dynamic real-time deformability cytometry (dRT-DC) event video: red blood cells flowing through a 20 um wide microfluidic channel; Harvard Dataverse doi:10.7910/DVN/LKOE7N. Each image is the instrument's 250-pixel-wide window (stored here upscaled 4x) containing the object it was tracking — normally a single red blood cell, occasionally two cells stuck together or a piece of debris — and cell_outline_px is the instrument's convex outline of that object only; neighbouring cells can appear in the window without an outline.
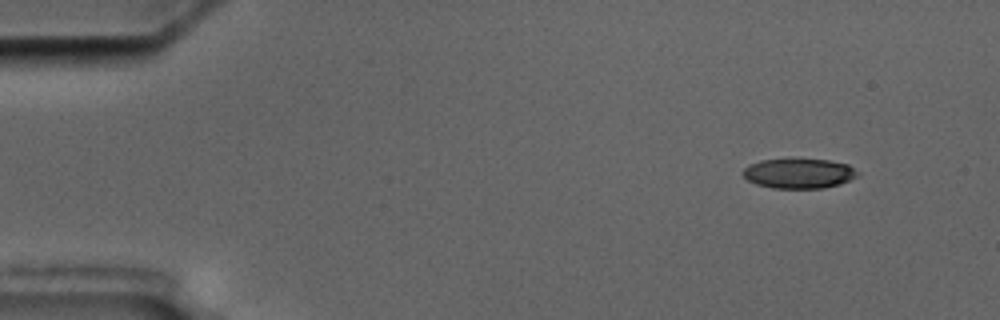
{"species": "common noctule bat (a hibernating species)", "species_latin": "Nyctalus noctula", "temperature_condition": "cold", "stored_images_in_passage": 12, "camera_frame_rate_fps": 3000, "um_per_image_px": 0.085, "animal": {"sex": "male", "body_mass_g": 17.5, "forearm_length_mm": 52.3}, "frame": {"image": 1, "passage_image": 1, "time_ms": 0.0, "image_size_px": [1000, 320], "cell_outline_px": [[860, 172], [856, 176], [840, 184], [824, 188], [772, 188], [756, 184], [748, 180], [740, 172], [748, 164], [760, 160], [828, 160], [848, 164]], "centroid_in_image_um": [67.88, 14.75], "position_along_channel_um": 17.1, "area_um2": 19.83}}
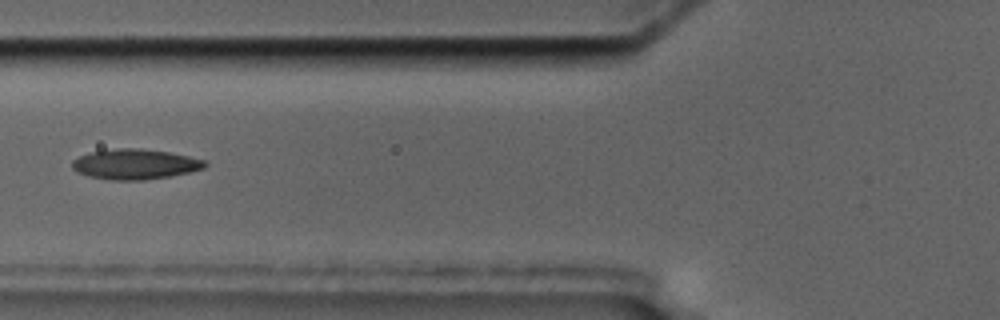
{"frame": {"image": 2, "passage_image": 5, "time_ms": 5.667, "image_size_px": [1000, 320], "cell_outline_px": [[208, 164], [204, 168], [188, 172], [168, 176], [144, 180], [108, 180], [88, 176], [76, 172], [72, 168], [72, 160], [80, 156], [92, 152], [116, 148], [140, 148], [168, 152], [188, 156], [204, 160]], "centroid_in_image_um": [11.45, 13.96], "position_along_channel_um": 114.4, "area_um2": 23.29}}
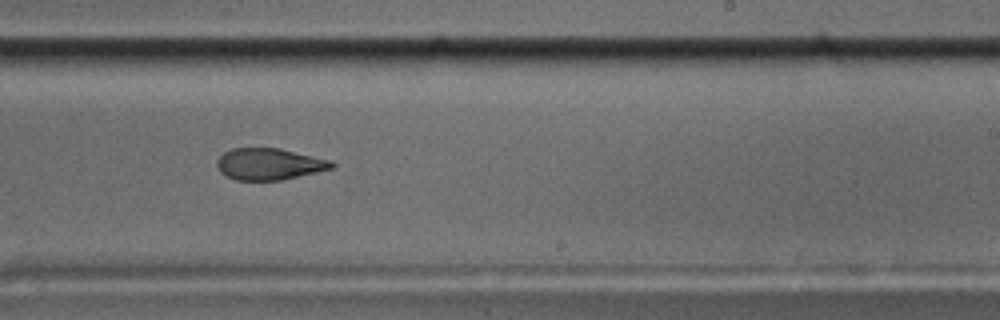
{"frame": {"image": 3, "passage_image": 9, "time_ms": 10.0, "image_size_px": [1000, 320], "cell_outline_px": [[336, 164], [332, 168], [316, 172], [280, 180], [236, 180], [220, 172], [216, 164], [216, 160], [224, 152], [232, 148], [280, 148], [332, 160]], "centroid_in_image_um": [22.88, 13.93], "position_along_channel_um": 266.1, "area_um2": 21.1}, "authors_computed_cell_mechanics": {"area_um2": 21.9929, "velocity_mm_per_s": 3.5093, "shape_relaxation_time_tau1_ms": null, "shape_relaxation_time_tau2_ms": 3.3155, "deformation_change_tau1": null, "deformation_change_tau2": 0.0956}}